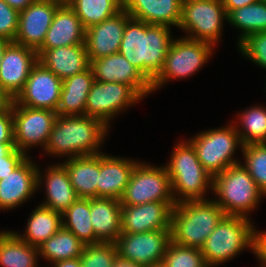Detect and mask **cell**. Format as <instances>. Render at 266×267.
<instances>
[{
	"label": "cell",
	"mask_w": 266,
	"mask_h": 267,
	"mask_svg": "<svg viewBox=\"0 0 266 267\" xmlns=\"http://www.w3.org/2000/svg\"><path fill=\"white\" fill-rule=\"evenodd\" d=\"M169 29L133 18L126 22L119 53L151 83L162 70L172 42Z\"/></svg>",
	"instance_id": "obj_1"
},
{
	"label": "cell",
	"mask_w": 266,
	"mask_h": 267,
	"mask_svg": "<svg viewBox=\"0 0 266 267\" xmlns=\"http://www.w3.org/2000/svg\"><path fill=\"white\" fill-rule=\"evenodd\" d=\"M107 129L108 126L93 117L58 115L45 151L55 155L71 154V158L101 154L97 148Z\"/></svg>",
	"instance_id": "obj_2"
},
{
	"label": "cell",
	"mask_w": 266,
	"mask_h": 267,
	"mask_svg": "<svg viewBox=\"0 0 266 267\" xmlns=\"http://www.w3.org/2000/svg\"><path fill=\"white\" fill-rule=\"evenodd\" d=\"M225 215L214 200L177 203L171 214V241L177 245L201 249Z\"/></svg>",
	"instance_id": "obj_3"
},
{
	"label": "cell",
	"mask_w": 266,
	"mask_h": 267,
	"mask_svg": "<svg viewBox=\"0 0 266 267\" xmlns=\"http://www.w3.org/2000/svg\"><path fill=\"white\" fill-rule=\"evenodd\" d=\"M165 167L170 177L172 195L177 192L183 197L176 198L174 195L176 204L206 200L203 196L208 185L212 187L213 176L203 168L195 148L189 141L178 143L174 147L171 161Z\"/></svg>",
	"instance_id": "obj_4"
},
{
	"label": "cell",
	"mask_w": 266,
	"mask_h": 267,
	"mask_svg": "<svg viewBox=\"0 0 266 267\" xmlns=\"http://www.w3.org/2000/svg\"><path fill=\"white\" fill-rule=\"evenodd\" d=\"M219 200H214L226 215L247 217L264 195L240 163L213 176L211 188Z\"/></svg>",
	"instance_id": "obj_5"
},
{
	"label": "cell",
	"mask_w": 266,
	"mask_h": 267,
	"mask_svg": "<svg viewBox=\"0 0 266 267\" xmlns=\"http://www.w3.org/2000/svg\"><path fill=\"white\" fill-rule=\"evenodd\" d=\"M248 217L225 215L200 249L207 266L220 265L253 246V225Z\"/></svg>",
	"instance_id": "obj_6"
},
{
	"label": "cell",
	"mask_w": 266,
	"mask_h": 267,
	"mask_svg": "<svg viewBox=\"0 0 266 267\" xmlns=\"http://www.w3.org/2000/svg\"><path fill=\"white\" fill-rule=\"evenodd\" d=\"M237 129L235 125L211 129L189 141L196 150L199 162L212 176L223 172L230 166L239 164L232 159L238 144L242 146Z\"/></svg>",
	"instance_id": "obj_7"
},
{
	"label": "cell",
	"mask_w": 266,
	"mask_h": 267,
	"mask_svg": "<svg viewBox=\"0 0 266 267\" xmlns=\"http://www.w3.org/2000/svg\"><path fill=\"white\" fill-rule=\"evenodd\" d=\"M212 47V44L186 37L172 40L163 68L151 83L152 91L171 78L180 79L194 74L207 61Z\"/></svg>",
	"instance_id": "obj_8"
},
{
	"label": "cell",
	"mask_w": 266,
	"mask_h": 267,
	"mask_svg": "<svg viewBox=\"0 0 266 267\" xmlns=\"http://www.w3.org/2000/svg\"><path fill=\"white\" fill-rule=\"evenodd\" d=\"M223 17L227 20L222 0H183L178 27L192 34L187 38L214 45L221 35Z\"/></svg>",
	"instance_id": "obj_9"
},
{
	"label": "cell",
	"mask_w": 266,
	"mask_h": 267,
	"mask_svg": "<svg viewBox=\"0 0 266 267\" xmlns=\"http://www.w3.org/2000/svg\"><path fill=\"white\" fill-rule=\"evenodd\" d=\"M149 202H175L167 168L135 165L130 181L120 199L121 205H141Z\"/></svg>",
	"instance_id": "obj_10"
},
{
	"label": "cell",
	"mask_w": 266,
	"mask_h": 267,
	"mask_svg": "<svg viewBox=\"0 0 266 267\" xmlns=\"http://www.w3.org/2000/svg\"><path fill=\"white\" fill-rule=\"evenodd\" d=\"M12 114L14 147L24 154L32 145L41 144L45 148L58 114L49 109L18 105L14 100Z\"/></svg>",
	"instance_id": "obj_11"
},
{
	"label": "cell",
	"mask_w": 266,
	"mask_h": 267,
	"mask_svg": "<svg viewBox=\"0 0 266 267\" xmlns=\"http://www.w3.org/2000/svg\"><path fill=\"white\" fill-rule=\"evenodd\" d=\"M143 97L128 84L95 80L87 96L85 115L109 127L110 118Z\"/></svg>",
	"instance_id": "obj_12"
},
{
	"label": "cell",
	"mask_w": 266,
	"mask_h": 267,
	"mask_svg": "<svg viewBox=\"0 0 266 267\" xmlns=\"http://www.w3.org/2000/svg\"><path fill=\"white\" fill-rule=\"evenodd\" d=\"M170 241V229H163L121 233L114 243L119 257L146 267L162 262Z\"/></svg>",
	"instance_id": "obj_13"
},
{
	"label": "cell",
	"mask_w": 266,
	"mask_h": 267,
	"mask_svg": "<svg viewBox=\"0 0 266 267\" xmlns=\"http://www.w3.org/2000/svg\"><path fill=\"white\" fill-rule=\"evenodd\" d=\"M62 80L40 62L32 68L23 90L14 101L30 108L49 109L57 112Z\"/></svg>",
	"instance_id": "obj_14"
},
{
	"label": "cell",
	"mask_w": 266,
	"mask_h": 267,
	"mask_svg": "<svg viewBox=\"0 0 266 267\" xmlns=\"http://www.w3.org/2000/svg\"><path fill=\"white\" fill-rule=\"evenodd\" d=\"M38 62L35 50L10 42L5 49L0 64V89L14 100L23 90L32 68Z\"/></svg>",
	"instance_id": "obj_15"
},
{
	"label": "cell",
	"mask_w": 266,
	"mask_h": 267,
	"mask_svg": "<svg viewBox=\"0 0 266 267\" xmlns=\"http://www.w3.org/2000/svg\"><path fill=\"white\" fill-rule=\"evenodd\" d=\"M60 0H35L19 12L15 43L37 51L44 42Z\"/></svg>",
	"instance_id": "obj_16"
},
{
	"label": "cell",
	"mask_w": 266,
	"mask_h": 267,
	"mask_svg": "<svg viewBox=\"0 0 266 267\" xmlns=\"http://www.w3.org/2000/svg\"><path fill=\"white\" fill-rule=\"evenodd\" d=\"M176 202H149L122 205L121 233H143L170 229L172 208Z\"/></svg>",
	"instance_id": "obj_17"
},
{
	"label": "cell",
	"mask_w": 266,
	"mask_h": 267,
	"mask_svg": "<svg viewBox=\"0 0 266 267\" xmlns=\"http://www.w3.org/2000/svg\"><path fill=\"white\" fill-rule=\"evenodd\" d=\"M94 79L132 86L142 97L152 92L151 82L119 52L90 60Z\"/></svg>",
	"instance_id": "obj_18"
},
{
	"label": "cell",
	"mask_w": 266,
	"mask_h": 267,
	"mask_svg": "<svg viewBox=\"0 0 266 267\" xmlns=\"http://www.w3.org/2000/svg\"><path fill=\"white\" fill-rule=\"evenodd\" d=\"M131 17L122 9L116 15L86 29L85 45L89 60L119 52L126 22Z\"/></svg>",
	"instance_id": "obj_19"
},
{
	"label": "cell",
	"mask_w": 266,
	"mask_h": 267,
	"mask_svg": "<svg viewBox=\"0 0 266 267\" xmlns=\"http://www.w3.org/2000/svg\"><path fill=\"white\" fill-rule=\"evenodd\" d=\"M38 168L27 157L0 180V209H13L26 201L40 184Z\"/></svg>",
	"instance_id": "obj_20"
},
{
	"label": "cell",
	"mask_w": 266,
	"mask_h": 267,
	"mask_svg": "<svg viewBox=\"0 0 266 267\" xmlns=\"http://www.w3.org/2000/svg\"><path fill=\"white\" fill-rule=\"evenodd\" d=\"M38 62L52 71L62 81L90 67L85 44L69 45L53 49H38Z\"/></svg>",
	"instance_id": "obj_21"
},
{
	"label": "cell",
	"mask_w": 266,
	"mask_h": 267,
	"mask_svg": "<svg viewBox=\"0 0 266 267\" xmlns=\"http://www.w3.org/2000/svg\"><path fill=\"white\" fill-rule=\"evenodd\" d=\"M85 34L86 29L74 9L67 2H62L39 49L85 44Z\"/></svg>",
	"instance_id": "obj_22"
},
{
	"label": "cell",
	"mask_w": 266,
	"mask_h": 267,
	"mask_svg": "<svg viewBox=\"0 0 266 267\" xmlns=\"http://www.w3.org/2000/svg\"><path fill=\"white\" fill-rule=\"evenodd\" d=\"M183 0H123V9L149 25L179 26Z\"/></svg>",
	"instance_id": "obj_23"
},
{
	"label": "cell",
	"mask_w": 266,
	"mask_h": 267,
	"mask_svg": "<svg viewBox=\"0 0 266 267\" xmlns=\"http://www.w3.org/2000/svg\"><path fill=\"white\" fill-rule=\"evenodd\" d=\"M136 164L132 160L101 153L97 197L120 201Z\"/></svg>",
	"instance_id": "obj_24"
},
{
	"label": "cell",
	"mask_w": 266,
	"mask_h": 267,
	"mask_svg": "<svg viewBox=\"0 0 266 267\" xmlns=\"http://www.w3.org/2000/svg\"><path fill=\"white\" fill-rule=\"evenodd\" d=\"M121 203L110 198H90V217L100 242H115L121 234Z\"/></svg>",
	"instance_id": "obj_25"
},
{
	"label": "cell",
	"mask_w": 266,
	"mask_h": 267,
	"mask_svg": "<svg viewBox=\"0 0 266 267\" xmlns=\"http://www.w3.org/2000/svg\"><path fill=\"white\" fill-rule=\"evenodd\" d=\"M79 198L97 197L99 183L100 154L68 158L62 164Z\"/></svg>",
	"instance_id": "obj_26"
},
{
	"label": "cell",
	"mask_w": 266,
	"mask_h": 267,
	"mask_svg": "<svg viewBox=\"0 0 266 267\" xmlns=\"http://www.w3.org/2000/svg\"><path fill=\"white\" fill-rule=\"evenodd\" d=\"M94 81V75L90 67L81 73L64 79L56 113L62 116H84L87 96Z\"/></svg>",
	"instance_id": "obj_27"
},
{
	"label": "cell",
	"mask_w": 266,
	"mask_h": 267,
	"mask_svg": "<svg viewBox=\"0 0 266 267\" xmlns=\"http://www.w3.org/2000/svg\"><path fill=\"white\" fill-rule=\"evenodd\" d=\"M45 180L47 199L41 206L62 214L79 198L62 164L50 167Z\"/></svg>",
	"instance_id": "obj_28"
},
{
	"label": "cell",
	"mask_w": 266,
	"mask_h": 267,
	"mask_svg": "<svg viewBox=\"0 0 266 267\" xmlns=\"http://www.w3.org/2000/svg\"><path fill=\"white\" fill-rule=\"evenodd\" d=\"M38 248L23 241L17 233H0V265L2 267H36Z\"/></svg>",
	"instance_id": "obj_29"
},
{
	"label": "cell",
	"mask_w": 266,
	"mask_h": 267,
	"mask_svg": "<svg viewBox=\"0 0 266 267\" xmlns=\"http://www.w3.org/2000/svg\"><path fill=\"white\" fill-rule=\"evenodd\" d=\"M62 221L61 213L40 205L31 213L25 235L18 236L38 248L62 227Z\"/></svg>",
	"instance_id": "obj_30"
},
{
	"label": "cell",
	"mask_w": 266,
	"mask_h": 267,
	"mask_svg": "<svg viewBox=\"0 0 266 267\" xmlns=\"http://www.w3.org/2000/svg\"><path fill=\"white\" fill-rule=\"evenodd\" d=\"M82 243L72 232L63 226L49 239L38 247L41 254L51 262L80 258L84 248Z\"/></svg>",
	"instance_id": "obj_31"
},
{
	"label": "cell",
	"mask_w": 266,
	"mask_h": 267,
	"mask_svg": "<svg viewBox=\"0 0 266 267\" xmlns=\"http://www.w3.org/2000/svg\"><path fill=\"white\" fill-rule=\"evenodd\" d=\"M62 226L72 232L84 244H96V238L90 217V198H78L62 213ZM68 219V221H67Z\"/></svg>",
	"instance_id": "obj_32"
},
{
	"label": "cell",
	"mask_w": 266,
	"mask_h": 267,
	"mask_svg": "<svg viewBox=\"0 0 266 267\" xmlns=\"http://www.w3.org/2000/svg\"><path fill=\"white\" fill-rule=\"evenodd\" d=\"M85 29L113 17L123 9V0H68Z\"/></svg>",
	"instance_id": "obj_33"
},
{
	"label": "cell",
	"mask_w": 266,
	"mask_h": 267,
	"mask_svg": "<svg viewBox=\"0 0 266 267\" xmlns=\"http://www.w3.org/2000/svg\"><path fill=\"white\" fill-rule=\"evenodd\" d=\"M227 21L243 30L239 43L250 34L266 32V2L261 0L232 10L227 15Z\"/></svg>",
	"instance_id": "obj_34"
},
{
	"label": "cell",
	"mask_w": 266,
	"mask_h": 267,
	"mask_svg": "<svg viewBox=\"0 0 266 267\" xmlns=\"http://www.w3.org/2000/svg\"><path fill=\"white\" fill-rule=\"evenodd\" d=\"M244 131L238 134L242 146L247 144L266 143V109L252 107L241 114L239 118ZM244 132V133H243Z\"/></svg>",
	"instance_id": "obj_35"
},
{
	"label": "cell",
	"mask_w": 266,
	"mask_h": 267,
	"mask_svg": "<svg viewBox=\"0 0 266 267\" xmlns=\"http://www.w3.org/2000/svg\"><path fill=\"white\" fill-rule=\"evenodd\" d=\"M245 158L244 168L260 191L266 195V143L241 146Z\"/></svg>",
	"instance_id": "obj_36"
},
{
	"label": "cell",
	"mask_w": 266,
	"mask_h": 267,
	"mask_svg": "<svg viewBox=\"0 0 266 267\" xmlns=\"http://www.w3.org/2000/svg\"><path fill=\"white\" fill-rule=\"evenodd\" d=\"M165 267H208L199 248L185 247L170 241L161 262Z\"/></svg>",
	"instance_id": "obj_37"
},
{
	"label": "cell",
	"mask_w": 266,
	"mask_h": 267,
	"mask_svg": "<svg viewBox=\"0 0 266 267\" xmlns=\"http://www.w3.org/2000/svg\"><path fill=\"white\" fill-rule=\"evenodd\" d=\"M117 256L114 242L85 244L80 261L82 267H112Z\"/></svg>",
	"instance_id": "obj_38"
},
{
	"label": "cell",
	"mask_w": 266,
	"mask_h": 267,
	"mask_svg": "<svg viewBox=\"0 0 266 267\" xmlns=\"http://www.w3.org/2000/svg\"><path fill=\"white\" fill-rule=\"evenodd\" d=\"M238 46L243 55L266 69V32L250 34Z\"/></svg>",
	"instance_id": "obj_39"
},
{
	"label": "cell",
	"mask_w": 266,
	"mask_h": 267,
	"mask_svg": "<svg viewBox=\"0 0 266 267\" xmlns=\"http://www.w3.org/2000/svg\"><path fill=\"white\" fill-rule=\"evenodd\" d=\"M19 11L0 0V38L15 41L18 30Z\"/></svg>",
	"instance_id": "obj_40"
},
{
	"label": "cell",
	"mask_w": 266,
	"mask_h": 267,
	"mask_svg": "<svg viewBox=\"0 0 266 267\" xmlns=\"http://www.w3.org/2000/svg\"><path fill=\"white\" fill-rule=\"evenodd\" d=\"M26 155L17 150L14 144H0V180L20 165L27 158Z\"/></svg>",
	"instance_id": "obj_41"
},
{
	"label": "cell",
	"mask_w": 266,
	"mask_h": 267,
	"mask_svg": "<svg viewBox=\"0 0 266 267\" xmlns=\"http://www.w3.org/2000/svg\"><path fill=\"white\" fill-rule=\"evenodd\" d=\"M0 144H14L12 100L0 111Z\"/></svg>",
	"instance_id": "obj_42"
},
{
	"label": "cell",
	"mask_w": 266,
	"mask_h": 267,
	"mask_svg": "<svg viewBox=\"0 0 266 267\" xmlns=\"http://www.w3.org/2000/svg\"><path fill=\"white\" fill-rule=\"evenodd\" d=\"M252 251L257 255L263 265H266V232L258 233L253 227Z\"/></svg>",
	"instance_id": "obj_43"
},
{
	"label": "cell",
	"mask_w": 266,
	"mask_h": 267,
	"mask_svg": "<svg viewBox=\"0 0 266 267\" xmlns=\"http://www.w3.org/2000/svg\"><path fill=\"white\" fill-rule=\"evenodd\" d=\"M261 0H222L227 15L232 11Z\"/></svg>",
	"instance_id": "obj_44"
},
{
	"label": "cell",
	"mask_w": 266,
	"mask_h": 267,
	"mask_svg": "<svg viewBox=\"0 0 266 267\" xmlns=\"http://www.w3.org/2000/svg\"><path fill=\"white\" fill-rule=\"evenodd\" d=\"M11 8L19 12L24 10L27 6L32 4L35 0H4Z\"/></svg>",
	"instance_id": "obj_45"
},
{
	"label": "cell",
	"mask_w": 266,
	"mask_h": 267,
	"mask_svg": "<svg viewBox=\"0 0 266 267\" xmlns=\"http://www.w3.org/2000/svg\"><path fill=\"white\" fill-rule=\"evenodd\" d=\"M112 267H145V266L139 265L133 261L126 260L117 256L112 264Z\"/></svg>",
	"instance_id": "obj_46"
},
{
	"label": "cell",
	"mask_w": 266,
	"mask_h": 267,
	"mask_svg": "<svg viewBox=\"0 0 266 267\" xmlns=\"http://www.w3.org/2000/svg\"><path fill=\"white\" fill-rule=\"evenodd\" d=\"M55 267H82L80 258H74L69 260L58 261L54 265Z\"/></svg>",
	"instance_id": "obj_47"
},
{
	"label": "cell",
	"mask_w": 266,
	"mask_h": 267,
	"mask_svg": "<svg viewBox=\"0 0 266 267\" xmlns=\"http://www.w3.org/2000/svg\"><path fill=\"white\" fill-rule=\"evenodd\" d=\"M10 101L11 100L0 89V111L3 110Z\"/></svg>",
	"instance_id": "obj_48"
},
{
	"label": "cell",
	"mask_w": 266,
	"mask_h": 267,
	"mask_svg": "<svg viewBox=\"0 0 266 267\" xmlns=\"http://www.w3.org/2000/svg\"><path fill=\"white\" fill-rule=\"evenodd\" d=\"M10 43V41L0 38V64L6 49V46Z\"/></svg>",
	"instance_id": "obj_49"
},
{
	"label": "cell",
	"mask_w": 266,
	"mask_h": 267,
	"mask_svg": "<svg viewBox=\"0 0 266 267\" xmlns=\"http://www.w3.org/2000/svg\"><path fill=\"white\" fill-rule=\"evenodd\" d=\"M146 267H165V266L162 263H159V264H154V265H150Z\"/></svg>",
	"instance_id": "obj_50"
}]
</instances>
